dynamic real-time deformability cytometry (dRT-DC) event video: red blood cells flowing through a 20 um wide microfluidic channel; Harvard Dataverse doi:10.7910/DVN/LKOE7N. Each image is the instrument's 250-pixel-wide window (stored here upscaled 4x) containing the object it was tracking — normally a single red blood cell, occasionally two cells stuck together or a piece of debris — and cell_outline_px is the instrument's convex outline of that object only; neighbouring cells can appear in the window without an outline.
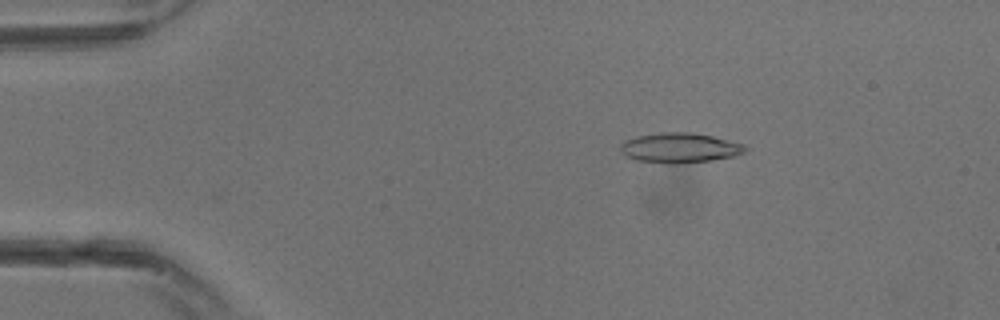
{"species": "common noctule bat (a hibernating species)", "species_latin": "Nyctalus noctula", "temperature_condition": "warm", "stored_images_in_passage": 12, "camera_frame_rate_fps": 3000, "um_per_image_px": 0.085, "animal": {"sex": "male", "body_mass_g": 13.3}, "frame": {"image": 1, "passage_image": 6, "time_ms": 1.667, "image_size_px": [1000, 320], "cell_outline_px": [[748, 148], [744, 152], [736, 156], [712, 160], [680, 164], [664, 164], [636, 160], [620, 152], [620, 144], [624, 140], [636, 136], [660, 132], [692, 132], [712, 136], [744, 144]], "centroid_in_image_um": [57.77, 12.57], "position_along_channel_um": 27.2, "area_um2": 22.08}}
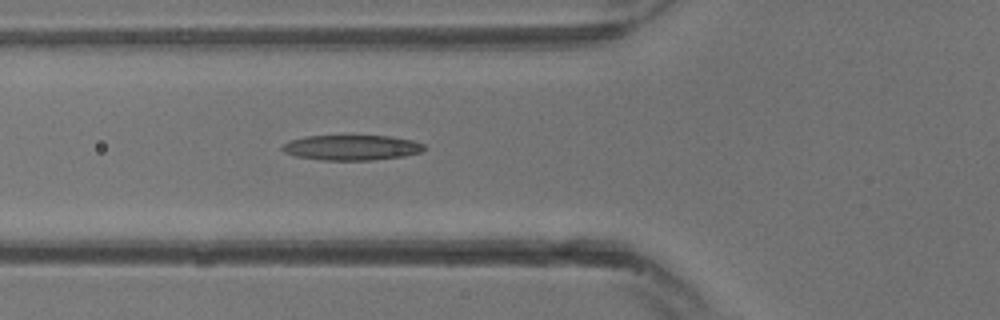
{"frame": {"image": 2, "passage_image": 12, "time_ms": 3.667, "image_size_px": [1000, 320], "cell_outline_px": [[424, 148], [420, 152], [404, 156], [372, 160], [324, 160], [296, 156], [284, 152], [280, 148], [288, 140], [304, 136], [388, 136], [412, 140], [424, 144]], "centroid_in_image_um": [29.85, 12.54], "position_along_channel_um": 96.0, "area_um2": 20.75}}